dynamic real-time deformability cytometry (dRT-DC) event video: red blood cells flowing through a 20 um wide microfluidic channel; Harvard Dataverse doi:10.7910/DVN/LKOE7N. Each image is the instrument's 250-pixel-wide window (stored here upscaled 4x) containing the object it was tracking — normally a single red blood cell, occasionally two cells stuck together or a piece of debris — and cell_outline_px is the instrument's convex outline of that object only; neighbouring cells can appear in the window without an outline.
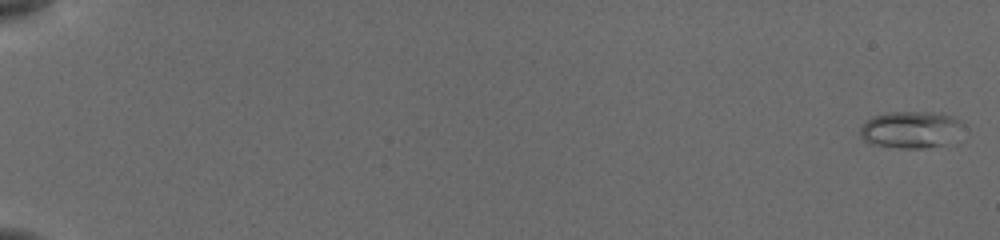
{"species": "common noctule bat (a hibernating species)", "species_latin": "Nyctalus noctula", "temperature_condition": "cold", "stored_images_in_passage": 55, "camera_frame_rate_fps": 3000, "um_per_image_px": 0.085, "animal": {"sex": "female", "body_mass_g": 19.5, "forearm_length_mm": 54.1}, "frame": {"image": 1, "passage_image": 1, "time_ms": 0.0, "image_size_px": [1000, 240], "cell_outline_px": [[964, 124], [944, 144], [924, 148], [900, 148], [872, 144], [864, 140], [860, 136], [860, 128], [864, 120], [872, 116], [888, 112], [932, 112], [952, 116], [960, 120]], "centroid_in_image_um": [77.31, 11.0], "position_along_channel_um": 7.7, "area_um2": 21.85}}
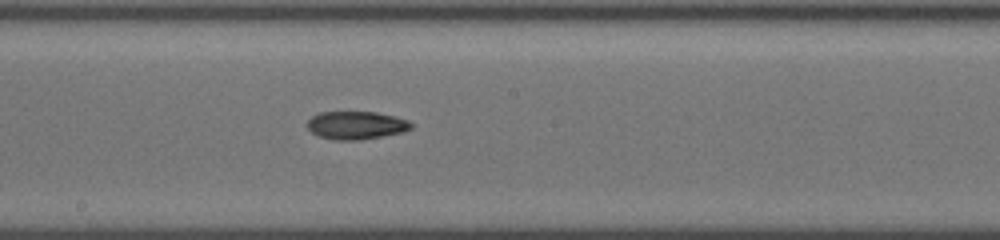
{"frame": {"image": 2, "passage_image": 33, "time_ms": 10.667, "image_size_px": [1000, 240], "cell_outline_px": [[416, 124], [412, 128], [404, 132], [360, 140], [332, 140], [320, 136], [312, 132], [304, 124], [316, 112], [376, 112], [396, 116], [408, 120]], "centroid_in_image_um": [30.29, 10.64], "position_along_channel_um": 217.9, "area_um2": 17.28}}
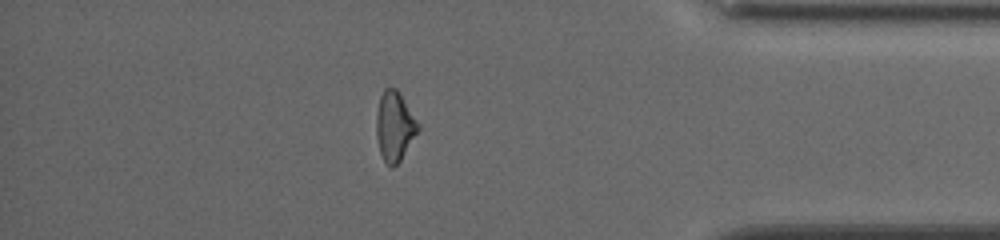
{"frame": {"image": 3, "passage_image": 49, "time_ms": 16.0, "image_size_px": [1000, 240], "cell_outline_px": [[420, 128], [400, 160], [392, 168], [384, 160], [380, 152], [376, 136], [376, 112], [380, 96], [384, 88], [396, 88], [400, 92], [420, 124]], "centroid_in_image_um": [33.54, 10.69], "position_along_channel_um": 401.7, "area_um2": 16.94}}